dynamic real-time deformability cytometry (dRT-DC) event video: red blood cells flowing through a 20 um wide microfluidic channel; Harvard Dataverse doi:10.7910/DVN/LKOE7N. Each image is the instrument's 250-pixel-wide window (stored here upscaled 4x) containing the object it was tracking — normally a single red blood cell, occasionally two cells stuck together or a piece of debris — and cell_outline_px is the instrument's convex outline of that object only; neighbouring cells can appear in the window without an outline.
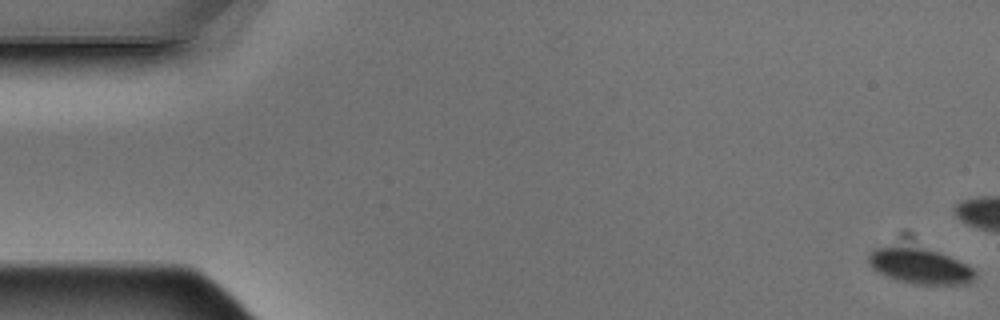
{"species": "Egyptian fruit bat (a non-hibernating species)", "species_latin": "Rousettus aegyptiacus", "temperature_condition": "warm", "stored_images_in_passage": 6, "camera_frame_rate_fps": 3000, "um_per_image_px": 0.085, "animal": {"sex": "male"}, "frame": {"image": 1, "passage_image": 1, "time_ms": 0.0, "image_size_px": [1000, 320], "cell_outline_px": [[976, 276], [972, 284], [912, 284], [888, 276], [872, 268], [868, 260], [868, 256], [876, 248], [924, 248], [948, 256], [972, 268], [976, 272]], "centroid_in_image_um": [78.26, 22.65], "position_along_channel_um": 6.7, "area_um2": 21.33}}